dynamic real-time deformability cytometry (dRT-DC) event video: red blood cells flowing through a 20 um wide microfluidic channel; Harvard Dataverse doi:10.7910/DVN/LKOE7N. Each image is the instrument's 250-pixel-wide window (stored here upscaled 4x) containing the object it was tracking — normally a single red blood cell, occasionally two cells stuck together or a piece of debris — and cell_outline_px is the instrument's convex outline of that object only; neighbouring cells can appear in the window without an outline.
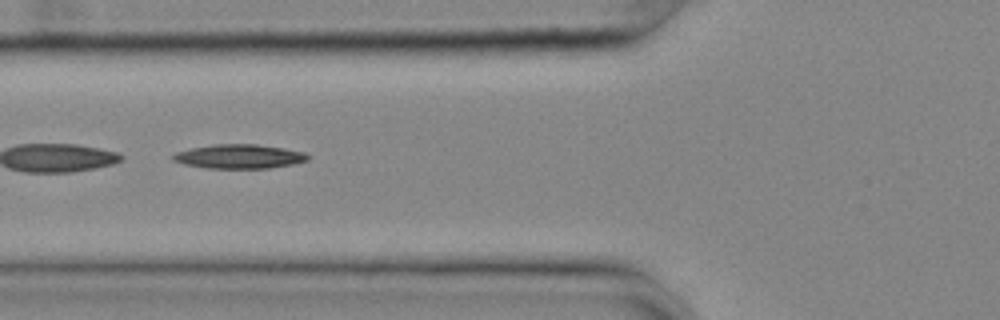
{"species": "common noctule bat (a hibernating species)", "species_latin": "Nyctalus noctula", "temperature_condition": "cold", "stored_images_in_passage": 35, "segment_of_instrument_passage": [2, 2], "camera_frame_rate_fps": 3000, "um_per_image_px": 0.085, "animal": {"sex": "female", "body_mass_g": 25.1}, "frame": {"image": 1, "passage_image": 6, "time_ms": 1.667, "image_size_px": [1000, 320], "cell_outline_px": [[308, 160], [292, 164], [268, 168], [208, 168], [184, 164], [172, 160], [172, 156], [176, 152], [192, 148], [216, 144], [256, 144], [284, 148], [304, 152], [308, 156]], "centroid_in_image_um": [20.32, 13.29], "position_along_channel_um": 105.5, "area_um2": 18.79}}